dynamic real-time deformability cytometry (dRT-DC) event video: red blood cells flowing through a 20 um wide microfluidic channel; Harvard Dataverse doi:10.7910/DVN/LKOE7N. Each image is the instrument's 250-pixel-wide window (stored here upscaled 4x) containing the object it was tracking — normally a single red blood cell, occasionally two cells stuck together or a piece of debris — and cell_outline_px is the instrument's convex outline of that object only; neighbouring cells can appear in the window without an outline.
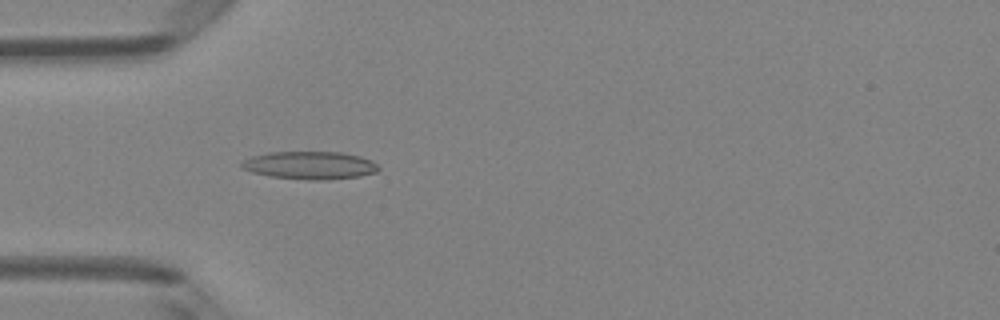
{"species": "Egyptian fruit bat (a non-hibernating species)", "species_latin": "Rousettus aegyptiacus", "temperature_condition": "room temperature", "stored_images_in_passage": 41, "camera_frame_rate_fps": 3000, "um_per_image_px": 0.085, "animal": {"sex": "female"}, "frame": {"image": 1, "passage_image": 7, "time_ms": 2.0, "image_size_px": [1000, 320], "cell_outline_px": [[380, 168], [376, 172], [360, 176], [316, 180], [308, 180], [268, 176], [252, 172], [240, 168], [240, 164], [244, 160], [252, 156], [268, 152], [340, 152], [360, 156], [372, 160]], "centroid_in_image_um": [26.31, 14.05], "position_along_channel_um": 58.7, "area_um2": 22.2}}
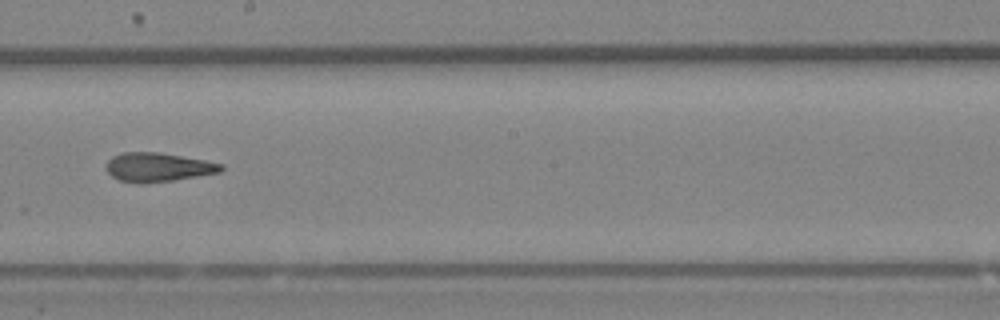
{"frame": {"image": 2, "passage_image": 20, "time_ms": 6.333, "image_size_px": [1000, 320], "cell_outline_px": [[224, 168], [220, 172], [172, 180], [140, 184], [120, 180], [112, 176], [104, 168], [108, 160], [112, 156], [124, 152], [160, 152], [204, 160], [224, 164]], "centroid_in_image_um": [13.4, 14.2], "position_along_channel_um": 234.8, "area_um2": 19.36}}
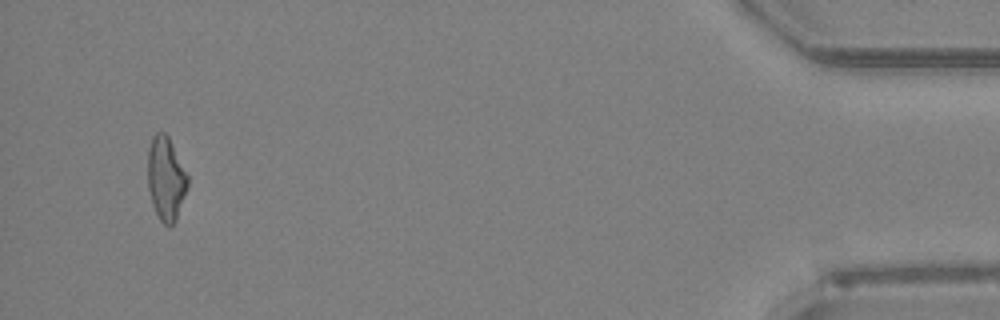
{"frame": {"image": 3, "passage_image": 39, "time_ms": 12.667, "image_size_px": [1000, 320], "cell_outline_px": [[188, 188], [176, 220], [172, 224], [164, 224], [160, 220], [152, 204], [148, 188], [148, 148], [152, 136], [156, 132], [164, 132], [168, 136], [188, 176]], "centroid_in_image_um": [14.1, 15.17], "position_along_channel_um": 421.1, "area_um2": 19.36}, "authors_computed_cell_mechanics": {"area_um2": 19.4786, "velocity_mm_per_s": 4.159, "shape_relaxation_time_tau1_ms": null, "shape_relaxation_time_tau2_ms": 2.7266, "deformation_change_tau1": null, "deformation_change_tau2": 0.1263}}